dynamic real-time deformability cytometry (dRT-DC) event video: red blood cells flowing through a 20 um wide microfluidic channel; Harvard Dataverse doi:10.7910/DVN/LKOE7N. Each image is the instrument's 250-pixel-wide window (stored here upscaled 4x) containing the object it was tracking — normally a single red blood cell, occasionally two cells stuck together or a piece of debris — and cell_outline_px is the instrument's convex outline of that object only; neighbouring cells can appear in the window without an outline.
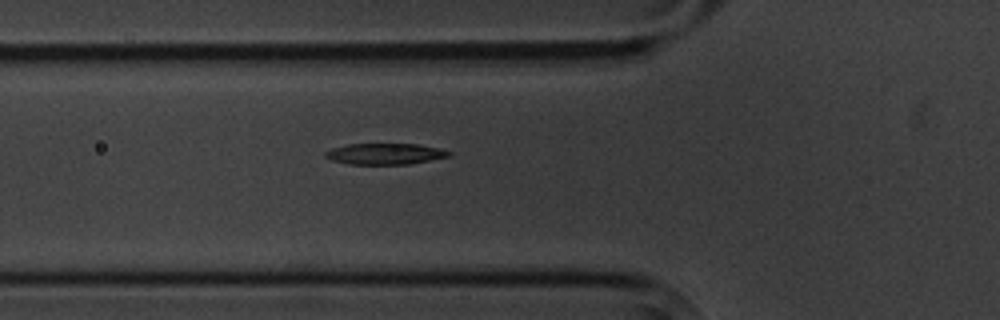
{"species": "common noctule bat (a hibernating species)", "species_latin": "Nyctalus noctula", "temperature_condition": "cold", "stored_images_in_passage": 6, "camera_frame_rate_fps": 3000, "um_per_image_px": 0.085, "animal": {"sex": "male", "body_mass_g": 20.1, "forearm_length_mm": 53.5}, "frame": {"image": 1, "passage_image": 6, "time_ms": 6.0, "image_size_px": [1000, 320], "cell_outline_px": [[452, 156], [408, 164], [348, 164], [332, 160], [324, 156], [324, 152], [332, 148], [348, 144], [416, 144], [440, 148], [452, 152]], "centroid_in_image_um": [32.74, 13.07], "position_along_channel_um": 93.1, "area_um2": 15.2}}